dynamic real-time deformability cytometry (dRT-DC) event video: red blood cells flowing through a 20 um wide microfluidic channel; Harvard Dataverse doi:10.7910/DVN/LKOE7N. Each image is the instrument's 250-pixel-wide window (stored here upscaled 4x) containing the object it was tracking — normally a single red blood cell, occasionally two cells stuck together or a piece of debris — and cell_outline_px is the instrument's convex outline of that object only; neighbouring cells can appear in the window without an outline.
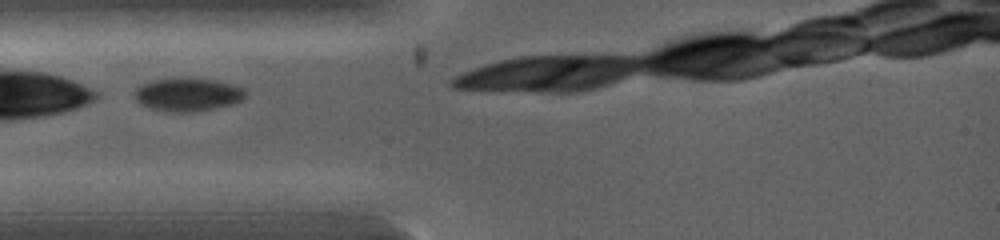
{"species": "common noctule bat (a hibernating species)", "species_latin": "Nyctalus noctula", "temperature_condition": "warm", "stored_images_in_passage": 8, "camera_frame_rate_fps": 5000, "um_per_image_px": 0.085, "animal": {"sex": "female", "body_mass_g": 19.0, "forearm_length_mm": 53.3}, "frame": {"image": 1, "passage_image": 1, "time_ms": 0.0, "image_size_px": [1000, 240], "cell_outline_px": [[244, 96], [240, 100], [232, 104], [216, 108], [196, 112], [164, 112], [140, 104], [136, 100], [136, 88], [152, 80], [216, 80], [232, 84], [244, 88]], "centroid_in_image_um": [15.97, 8.08], "position_along_channel_um": 69.0, "area_um2": 20.81}}